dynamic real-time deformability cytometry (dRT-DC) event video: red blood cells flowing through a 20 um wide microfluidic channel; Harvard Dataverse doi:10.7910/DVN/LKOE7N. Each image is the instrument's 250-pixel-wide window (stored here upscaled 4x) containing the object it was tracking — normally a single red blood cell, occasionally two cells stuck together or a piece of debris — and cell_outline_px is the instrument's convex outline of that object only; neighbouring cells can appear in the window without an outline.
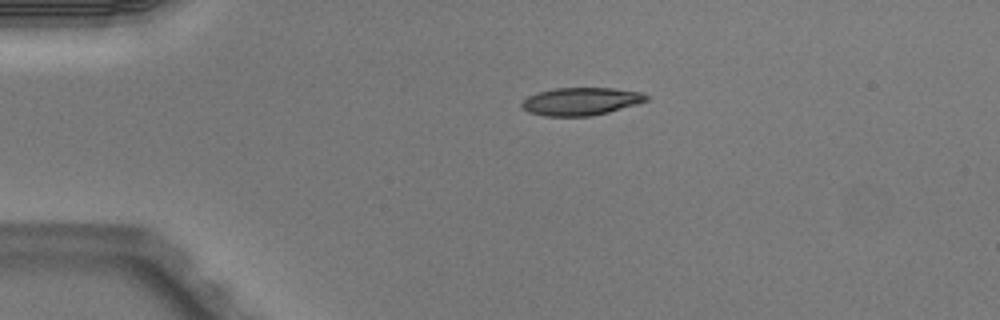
{"species": "Egyptian fruit bat (a non-hibernating species)", "species_latin": "Rousettus aegyptiacus", "temperature_condition": "warm", "stored_images_in_passage": 2, "camera_frame_rate_fps": 3000, "um_per_image_px": 0.085, "animal": {"sex": "male"}, "frame": {"image": 1, "passage_image": 1, "time_ms": 0.0, "image_size_px": [1000, 320], "cell_outline_px": [[648, 100], [636, 104], [608, 112], [592, 116], [544, 116], [528, 112], [520, 108], [520, 104], [528, 96], [536, 92], [556, 88], [612, 88], [640, 92], [648, 96]], "centroid_in_image_um": [49.32, 8.62], "position_along_channel_um": 35.7, "area_um2": 20.17}}